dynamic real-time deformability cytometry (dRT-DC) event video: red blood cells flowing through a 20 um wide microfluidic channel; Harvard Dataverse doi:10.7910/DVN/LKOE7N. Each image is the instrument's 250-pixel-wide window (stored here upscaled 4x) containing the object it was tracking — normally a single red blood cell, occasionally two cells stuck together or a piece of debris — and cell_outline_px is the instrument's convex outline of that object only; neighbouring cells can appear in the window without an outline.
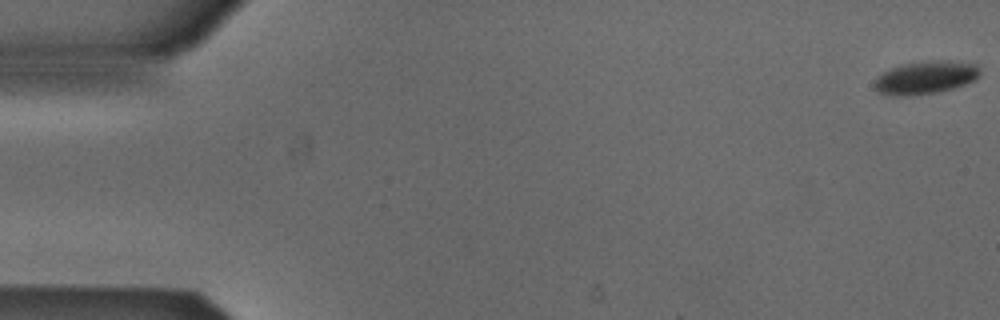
{"species": "Egyptian fruit bat (a non-hibernating species)", "species_latin": "Rousettus aegyptiacus", "temperature_condition": "cold", "stored_images_in_passage": 6, "camera_frame_rate_fps": 3000, "um_per_image_px": 0.085, "animal": {"sex": "male"}, "frame": {"image": 1, "passage_image": 1, "time_ms": 0.0, "image_size_px": [1000, 320], "cell_outline_px": [[980, 72], [972, 80], [964, 84], [940, 92], [908, 96], [896, 96], [880, 92], [876, 88], [876, 80], [884, 72], [892, 68], [904, 64], [944, 60], [976, 64], [980, 68]], "centroid_in_image_um": [78.7, 6.6], "position_along_channel_um": 6.3, "area_um2": 19.59}}
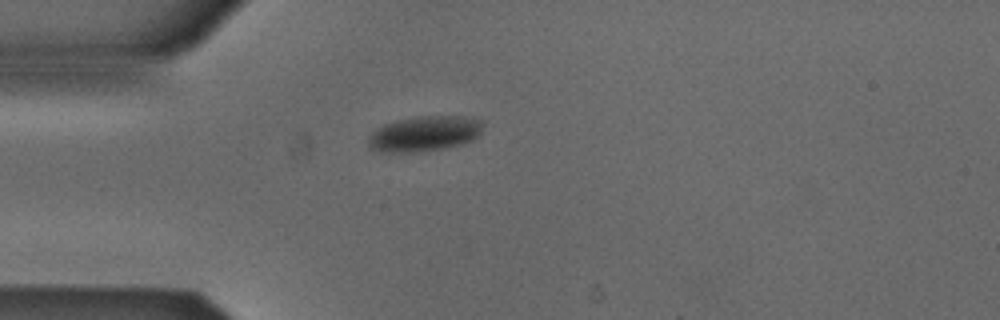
{"frame": {"image": 2, "passage_image": 5, "time_ms": 1.333, "image_size_px": [1000, 320], "cell_outline_px": [[484, 120], [480, 132], [472, 140], [460, 144], [444, 148], [412, 152], [380, 152], [368, 148], [368, 136], [376, 128], [384, 124], [396, 120], [416, 116], [460, 116]], "centroid_in_image_um": [36.03, 11.35], "position_along_channel_um": 49.0, "area_um2": 23.64}}